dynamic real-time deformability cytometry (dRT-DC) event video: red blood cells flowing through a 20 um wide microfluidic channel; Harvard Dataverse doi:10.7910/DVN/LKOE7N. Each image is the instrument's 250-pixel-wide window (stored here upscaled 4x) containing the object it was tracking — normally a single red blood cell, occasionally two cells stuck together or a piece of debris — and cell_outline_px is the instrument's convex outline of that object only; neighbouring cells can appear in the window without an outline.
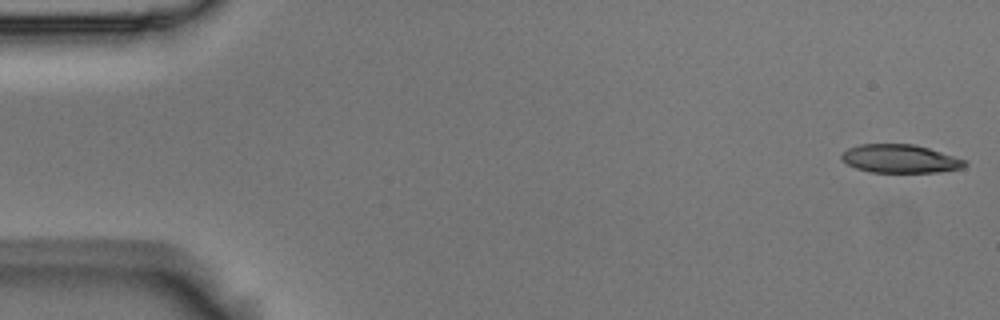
{"species": "Egyptian fruit bat (a non-hibernating species)", "species_latin": "Rousettus aegyptiacus", "temperature_condition": "room temperature", "stored_images_in_passage": 4, "camera_frame_rate_fps": 3000, "um_per_image_px": 0.085, "animal": {"sex": "male"}, "frame": {"image": 1, "passage_image": 1, "time_ms": 0.0, "image_size_px": [1000, 320], "cell_outline_px": [[968, 164], [964, 168], [936, 172], [872, 172], [856, 168], [840, 160], [840, 156], [848, 148], [860, 144], [912, 144], [928, 148], [968, 160]], "centroid_in_image_um": [76.53, 13.49], "position_along_channel_um": 8.5, "area_um2": 20.4}}